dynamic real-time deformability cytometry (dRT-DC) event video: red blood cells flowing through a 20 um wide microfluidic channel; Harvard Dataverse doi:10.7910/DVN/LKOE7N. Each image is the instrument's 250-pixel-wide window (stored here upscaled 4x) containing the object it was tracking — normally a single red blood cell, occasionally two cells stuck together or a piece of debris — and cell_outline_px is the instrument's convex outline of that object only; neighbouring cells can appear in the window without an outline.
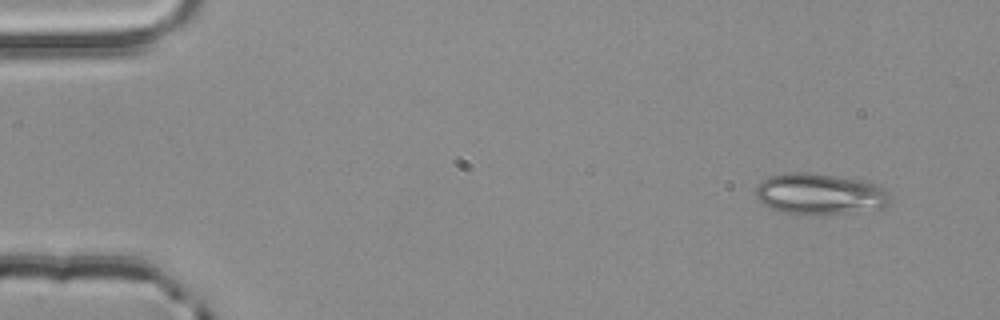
{"species": "common noctule bat (a hibernating species)", "species_latin": "Nyctalus noctula", "temperature_condition": "room temperature", "stored_images_in_passage": 4, "camera_frame_rate_fps": 3000, "um_per_image_px": 0.085, "animal": {"sex": "male", "body_mass_g": 20.4}, "frame": {"image": 1, "passage_image": 1, "time_ms": 0.0, "image_size_px": [1000, 320], "cell_outline_px": [[892, 200], [884, 208], [800, 216], [784, 212], [772, 208], [764, 204], [756, 196], [756, 184], [768, 176], [788, 172], [808, 172], [864, 180], [880, 184], [888, 188], [892, 196]], "centroid_in_image_um": [69.73, 16.47], "position_along_channel_um": 15.3, "area_um2": 32.71}}